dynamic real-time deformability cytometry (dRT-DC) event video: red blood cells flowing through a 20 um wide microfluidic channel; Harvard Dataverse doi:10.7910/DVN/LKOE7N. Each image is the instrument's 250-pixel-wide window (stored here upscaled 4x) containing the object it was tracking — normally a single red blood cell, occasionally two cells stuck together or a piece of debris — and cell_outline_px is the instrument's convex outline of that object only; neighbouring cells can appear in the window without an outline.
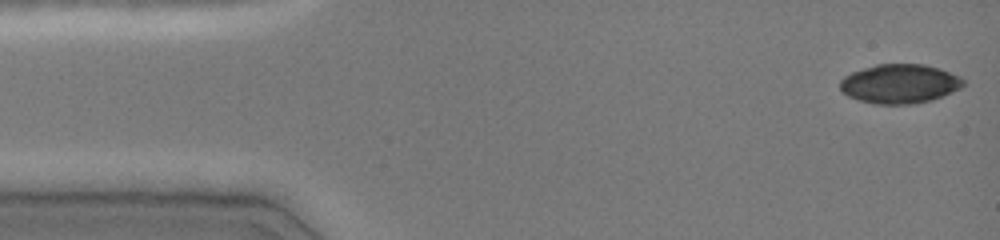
{"species": "common noctule bat (a hibernating species)", "species_latin": "Nyctalus noctula", "temperature_condition": "cold", "stored_images_in_passage": 46, "camera_frame_rate_fps": 3000, "um_per_image_px": 0.085, "animal": {"sex": "female", "body_mass_g": 19.0, "forearm_length_mm": 51.5}, "frame": {"image": 1, "passage_image": 1, "time_ms": 0.0, "image_size_px": [1000, 240], "cell_outline_px": [[964, 84], [960, 88], [952, 92], [932, 100], [912, 104], [876, 104], [860, 100], [848, 96], [840, 92], [840, 80], [844, 76], [852, 72], [876, 64], [924, 64], [940, 68], [960, 76], [964, 80]], "centroid_in_image_um": [76.47, 7.12], "position_along_channel_um": 8.5, "area_um2": 28.26}}
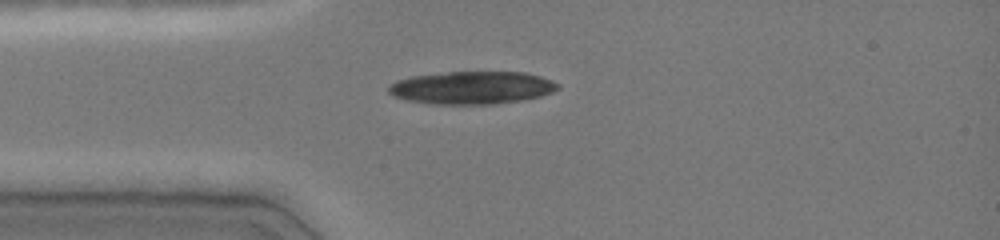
{"frame": {"image": 2, "passage_image": 11, "time_ms": 3.333, "image_size_px": [1000, 240], "cell_outline_px": [[560, 88], [552, 92], [540, 96], [520, 100], [492, 104], [428, 104], [408, 100], [392, 96], [388, 92], [388, 84], [396, 80], [412, 76], [448, 72], [524, 72], [540, 76], [552, 80], [560, 84]], "centroid_in_image_um": [40.09, 7.45], "position_along_channel_um": 44.9, "area_um2": 32.43}}